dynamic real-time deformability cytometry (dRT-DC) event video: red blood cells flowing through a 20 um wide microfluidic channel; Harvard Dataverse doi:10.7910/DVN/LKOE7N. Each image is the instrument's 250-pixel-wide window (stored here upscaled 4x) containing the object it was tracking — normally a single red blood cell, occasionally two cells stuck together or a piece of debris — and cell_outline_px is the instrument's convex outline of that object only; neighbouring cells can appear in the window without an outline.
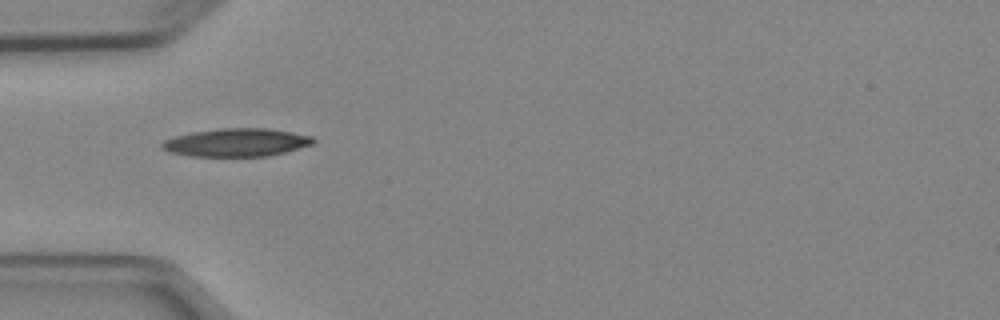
{"species": "Egyptian fruit bat (a non-hibernating species)", "species_latin": "Rousettus aegyptiacus", "temperature_condition": "cold", "stored_images_in_passage": 2, "camera_frame_rate_fps": 3000, "um_per_image_px": 0.085, "animal": {"sex": "female"}, "frame": {"image": 1, "passage_image": 1, "time_ms": 0.0, "image_size_px": [1000, 320], "cell_outline_px": [[316, 140], [312, 144], [284, 152], [268, 156], [188, 156], [168, 152], [160, 148], [160, 144], [164, 140], [176, 136], [192, 132], [220, 128], [268, 128], [292, 132], [312, 136]], "centroid_in_image_um": [20.06, 12.11], "position_along_channel_um": 64.9, "area_um2": 24.8}}
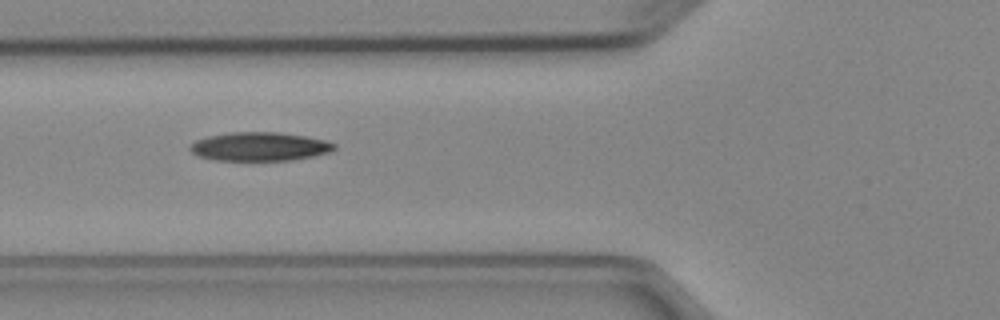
{"frame": {"image": 2, "passage_image": 2, "time_ms": 1.0, "image_size_px": [1000, 320], "cell_outline_px": [[336, 148], [332, 152], [292, 160], [216, 160], [196, 156], [188, 148], [196, 140], [208, 136], [232, 132], [280, 132], [304, 136], [324, 140], [336, 144]], "centroid_in_image_um": [22.07, 12.46], "position_along_channel_um": 103.7, "area_um2": 24.1}}